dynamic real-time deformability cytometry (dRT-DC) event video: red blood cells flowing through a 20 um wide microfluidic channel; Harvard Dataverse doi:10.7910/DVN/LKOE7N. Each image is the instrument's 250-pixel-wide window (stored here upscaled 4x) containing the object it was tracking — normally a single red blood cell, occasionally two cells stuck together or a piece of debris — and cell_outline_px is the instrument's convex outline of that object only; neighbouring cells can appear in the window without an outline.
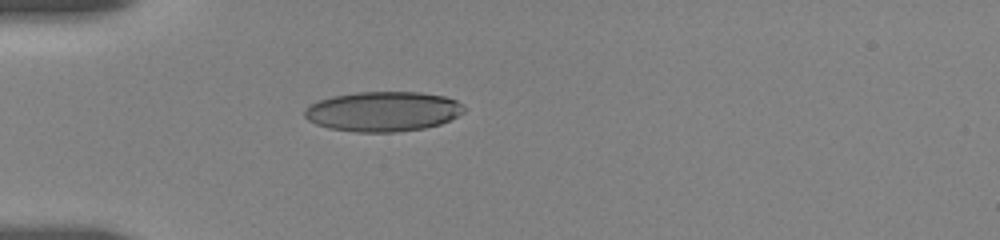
{"species": "human", "species_latin": "Homo sapiens", "temperature_condition": "room temperature", "stored_images_in_passage": 71, "camera_frame_rate_fps": 3000, "um_per_image_px": 0.085, "donor": {"sex": "female"}, "frame": {"image": 1, "passage_image": 1, "time_ms": 0.0, "image_size_px": [1000, 240], "cell_outline_px": [[464, 112], [440, 124], [424, 128], [396, 132], [356, 132], [328, 128], [316, 124], [308, 120], [304, 116], [304, 108], [308, 104], [332, 96], [356, 92], [420, 92], [444, 96], [456, 100], [464, 108]], "centroid_in_image_um": [32.51, 9.47], "position_along_channel_um": 52.5, "area_um2": 37.11}}
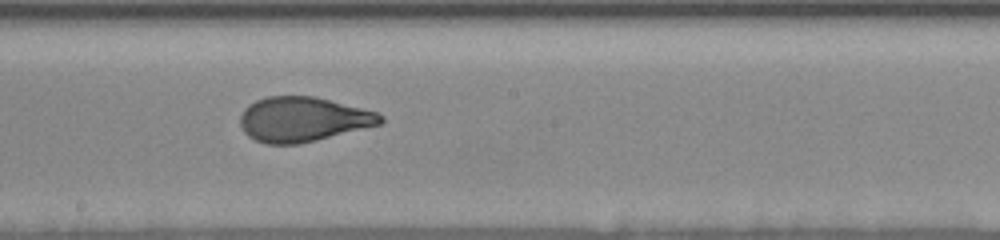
{"frame": {"image": 2, "passage_image": 31, "time_ms": 5.0, "image_size_px": [1000, 240], "cell_outline_px": [[384, 120], [380, 124], [316, 140], [296, 144], [264, 144], [248, 136], [244, 132], [240, 124], [240, 116], [244, 108], [248, 104], [256, 100], [268, 96], [316, 96], [376, 112], [384, 116]], "centroid_in_image_um": [25.71, 10.13], "position_along_channel_um": 222.5, "area_um2": 36.47}}
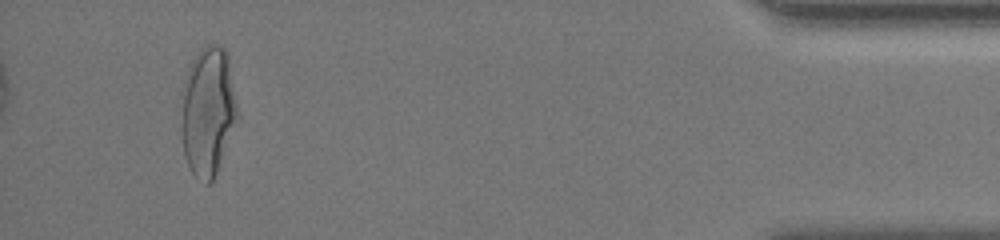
{"frame": {"image": 3, "passage_image": 69, "time_ms": 12.0, "image_size_px": [1000, 240], "cell_outline_px": [[236, 120], [216, 172], [212, 180], [208, 184], [204, 184], [188, 168], [184, 156], [180, 124], [184, 80], [188, 68], [192, 60], [200, 48], [204, 44], [220, 44], [228, 52], [236, 108]], "centroid_in_image_um": [17.63, 9.42], "position_along_channel_um": 417.6, "area_um2": 41.96}, "authors_computed_cell_mechanics": {"area_um2": 36.9342, "velocity_mm_per_s": 3.6501, "shape_relaxation_time_tau1_ms": 4.8939, "shape_relaxation_time_tau2_ms": null, "deformation_change_tau1": 0.1991, "deformation_change_tau2": null}}